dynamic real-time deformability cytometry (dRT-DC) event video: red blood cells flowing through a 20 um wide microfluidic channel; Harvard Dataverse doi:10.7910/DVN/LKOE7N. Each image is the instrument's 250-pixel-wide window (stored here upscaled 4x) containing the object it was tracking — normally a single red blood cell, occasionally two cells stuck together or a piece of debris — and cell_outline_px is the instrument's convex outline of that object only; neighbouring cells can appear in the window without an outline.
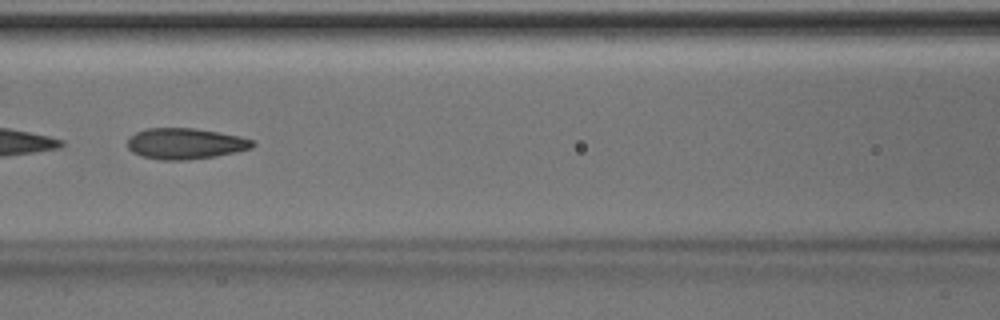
{"species": "Egyptian fruit bat (a non-hibernating species)", "species_latin": "Rousettus aegyptiacus", "temperature_condition": "room temperature", "stored_images_in_passage": 7, "camera_frame_rate_fps": 3000, "um_per_image_px": 0.085, "animal": {"sex": "male"}, "frame": {"image": 1, "passage_image": 6, "time_ms": 1.667, "image_size_px": [1000, 320], "cell_outline_px": [[256, 144], [252, 148], [236, 152], [216, 156], [188, 160], [160, 160], [140, 156], [132, 152], [128, 148], [128, 140], [136, 132], [148, 128], [196, 128], [220, 132], [240, 136], [252, 140]], "centroid_in_image_um": [15.77, 12.21], "position_along_channel_um": 150.8, "area_um2": 22.72}}
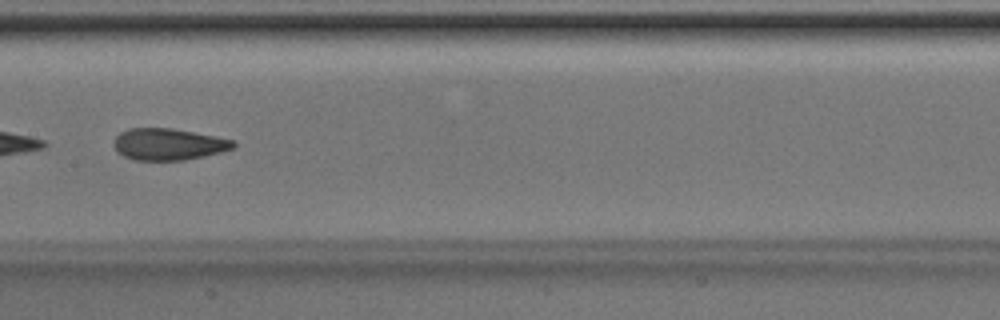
{"frame": {"image": 2, "passage_image": 7, "time_ms": 2.0, "image_size_px": [1000, 320], "cell_outline_px": [[236, 144], [232, 148], [220, 152], [204, 156], [184, 160], [136, 160], [124, 156], [112, 144], [116, 136], [120, 132], [128, 128], [172, 128], [216, 136], [236, 140]], "centroid_in_image_um": [14.33, 12.25], "position_along_channel_um": 193.1, "area_um2": 22.02}}